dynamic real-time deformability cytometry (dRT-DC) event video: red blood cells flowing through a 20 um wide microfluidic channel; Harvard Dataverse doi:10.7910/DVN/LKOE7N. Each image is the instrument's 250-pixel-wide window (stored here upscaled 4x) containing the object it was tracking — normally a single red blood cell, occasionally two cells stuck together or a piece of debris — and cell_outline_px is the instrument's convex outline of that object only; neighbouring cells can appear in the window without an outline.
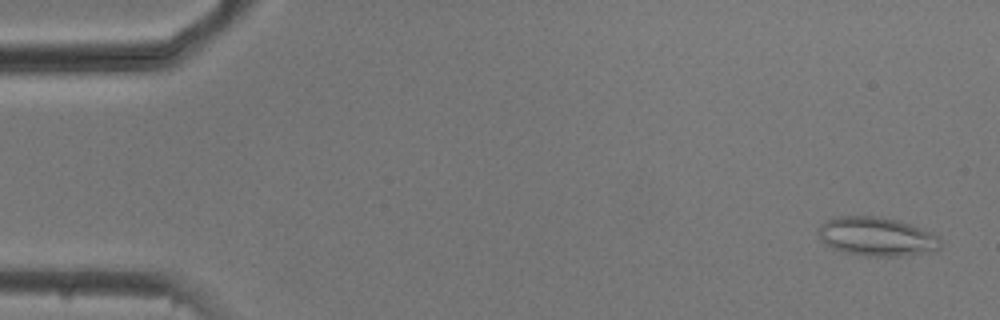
{"species": "common noctule bat (a hibernating species)", "species_latin": "Nyctalus noctula", "temperature_condition": "cold", "stored_images_in_passage": 10, "camera_frame_rate_fps": 3000, "um_per_image_px": 0.085, "animal": {"sex": "male", "body_mass_g": 20.5, "forearm_length_mm": 52.5}, "frame": {"image": 1, "passage_image": 2, "time_ms": 0.333, "image_size_px": [1000, 320], "cell_outline_px": [[940, 248], [932, 252], [900, 256], [864, 256], [844, 252], [832, 248], [824, 244], [820, 240], [816, 228], [820, 224], [832, 216], [876, 216], [900, 220], [932, 232], [940, 240]], "centroid_in_image_um": [74.47, 20.1], "position_along_channel_um": 10.5, "area_um2": 28.15}}